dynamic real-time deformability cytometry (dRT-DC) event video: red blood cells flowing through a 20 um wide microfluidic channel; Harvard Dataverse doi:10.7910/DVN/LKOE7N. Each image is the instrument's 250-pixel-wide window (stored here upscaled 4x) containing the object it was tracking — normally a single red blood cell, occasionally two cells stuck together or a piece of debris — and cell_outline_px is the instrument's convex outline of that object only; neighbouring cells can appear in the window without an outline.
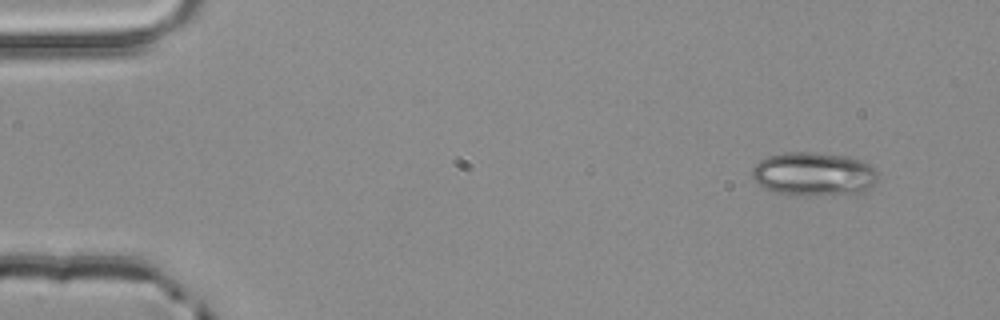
{"species": "common noctule bat (a hibernating species)", "species_latin": "Nyctalus noctula", "temperature_condition": "room temperature", "stored_images_in_passage": 4, "camera_frame_rate_fps": 3000, "um_per_image_px": 0.085, "animal": {"sex": "male", "body_mass_g": 20.4}, "frame": {"image": 1, "passage_image": 1, "time_ms": 0.0, "image_size_px": [1000, 320], "cell_outline_px": [[880, 172], [876, 184], [864, 192], [804, 196], [776, 192], [764, 188], [752, 176], [752, 168], [760, 160], [768, 156], [784, 152], [812, 152], [848, 156], [860, 160], [868, 164]], "centroid_in_image_um": [69.21, 14.79], "position_along_channel_um": 15.8, "area_um2": 32.19}}